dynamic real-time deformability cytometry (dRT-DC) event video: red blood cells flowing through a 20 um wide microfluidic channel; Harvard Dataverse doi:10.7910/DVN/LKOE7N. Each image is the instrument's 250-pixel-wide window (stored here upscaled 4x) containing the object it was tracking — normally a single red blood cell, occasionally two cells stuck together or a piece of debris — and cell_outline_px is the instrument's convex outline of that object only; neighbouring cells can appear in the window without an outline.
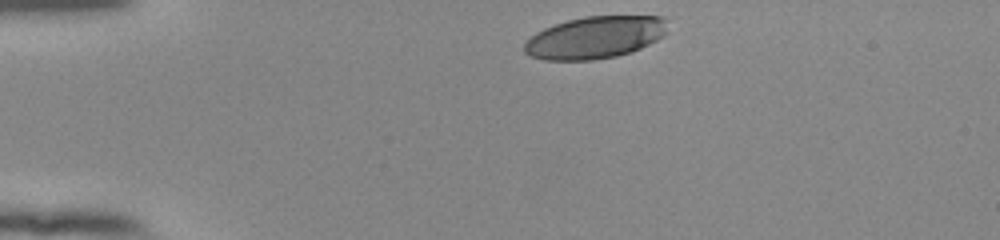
{"species": "human", "species_latin": "Homo sapiens", "temperature_condition": "room temperature", "stored_images_in_passage": 32, "camera_frame_rate_fps": 3000, "um_per_image_px": 0.085, "donor": {"sex": "female"}, "frame": {"image": 1, "passage_image": 1, "time_ms": 0.0, "image_size_px": [1000, 240], "cell_outline_px": [[668, 32], [664, 36], [632, 52], [616, 56], [592, 60], [544, 60], [532, 56], [524, 52], [524, 44], [536, 32], [544, 28], [568, 20], [584, 16], [664, 16], [668, 20]], "centroid_in_image_um": [50.63, 3.17], "position_along_channel_um": 34.4, "area_um2": 35.37}}
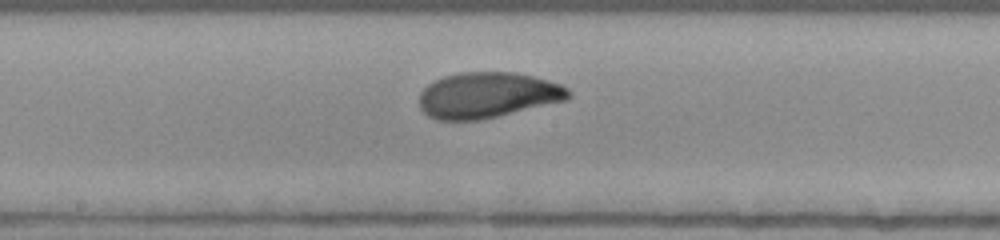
{"frame": {"image": 2, "passage_image": 19, "time_ms": 6.0, "image_size_px": [1000, 240], "cell_outline_px": [[572, 96], [568, 100], [480, 120], [436, 120], [428, 116], [420, 108], [420, 92], [428, 84], [444, 76], [460, 72], [516, 72], [548, 80], [560, 84], [568, 88], [572, 92]], "centroid_in_image_um": [41.47, 8.09], "position_along_channel_um": 206.7, "area_um2": 39.94}}
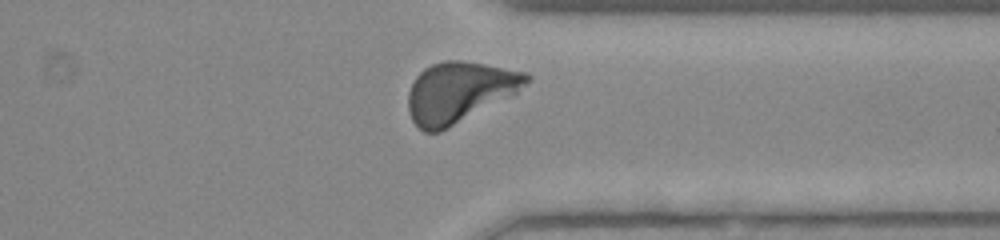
{"frame": {"image": 3, "passage_image": 32, "time_ms": 10.333, "image_size_px": [1000, 240], "cell_outline_px": [[532, 80], [516, 92], [448, 128], [440, 132], [424, 132], [412, 120], [408, 112], [408, 92], [416, 76], [424, 68], [432, 64], [444, 60], [460, 60], [484, 64], [528, 72], [532, 76]], "centroid_in_image_um": [39.02, 7.81], "position_along_channel_um": 372.4, "area_um2": 41.38}, "authors_computed_cell_mechanics": {"area_um2": 39.3329, "velocity_mm_per_s": 3.8348, "shape_relaxation_time_tau1_ms": 2.6083, "shape_relaxation_time_tau2_ms": 1.1353, "deformation_change_tau1": 0.1464, "deformation_change_tau2": 0.0642}}